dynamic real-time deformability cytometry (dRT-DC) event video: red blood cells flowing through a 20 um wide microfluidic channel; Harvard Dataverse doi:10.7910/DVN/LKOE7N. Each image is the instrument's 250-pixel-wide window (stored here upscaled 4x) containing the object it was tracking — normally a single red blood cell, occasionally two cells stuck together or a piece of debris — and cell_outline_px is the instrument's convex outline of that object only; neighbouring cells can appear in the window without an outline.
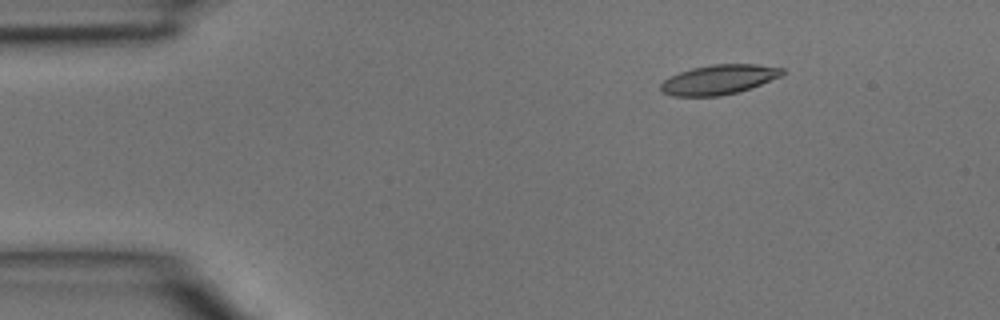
{"species": "common noctule bat (a hibernating species)", "species_latin": "Nyctalus noctula", "temperature_condition": "room temperature", "stored_images_in_passage": 3, "camera_frame_rate_fps": 3000, "um_per_image_px": 0.085, "animal": {"sex": "male", "body_mass_g": 15.6}, "frame": {"image": 1, "passage_image": 1, "time_ms": 0.0, "image_size_px": [1000, 320], "cell_outline_px": [[784, 76], [736, 92], [720, 96], [672, 96], [660, 92], [660, 84], [664, 80], [680, 72], [692, 68], [712, 64], [756, 64], [784, 68]], "centroid_in_image_um": [61.1, 6.76], "position_along_channel_um": 23.9, "area_um2": 20.98}}
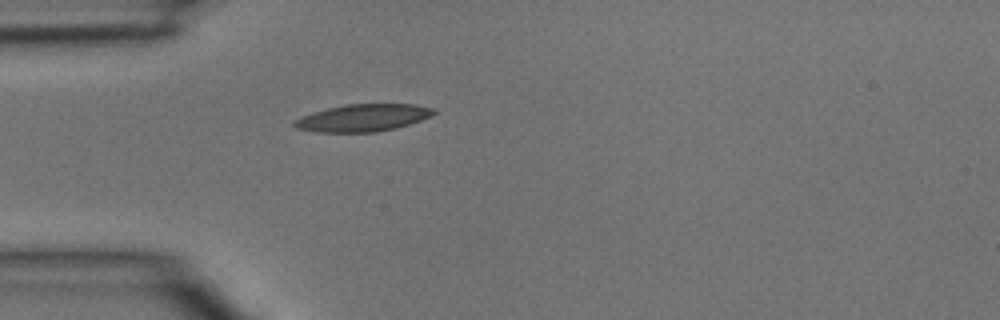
{"frame": {"image": 2, "passage_image": 3, "time_ms": 0.667, "image_size_px": [1000, 320], "cell_outline_px": [[436, 112], [420, 120], [396, 128], [376, 132], [316, 132], [296, 128], [292, 124], [296, 120], [312, 112], [344, 104], [412, 104], [436, 108]], "centroid_in_image_um": [30.85, 10.01], "position_along_channel_um": 54.2, "area_um2": 21.96}}